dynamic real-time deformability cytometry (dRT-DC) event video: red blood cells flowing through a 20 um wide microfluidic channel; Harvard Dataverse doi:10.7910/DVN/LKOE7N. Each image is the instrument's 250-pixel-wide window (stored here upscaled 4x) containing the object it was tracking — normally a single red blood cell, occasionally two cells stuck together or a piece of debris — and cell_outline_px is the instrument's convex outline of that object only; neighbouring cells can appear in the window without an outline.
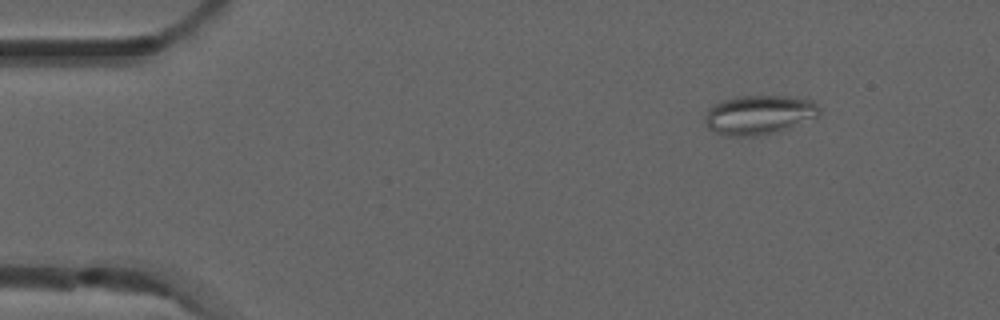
{"species": "common noctule bat (a hibernating species)", "species_latin": "Nyctalus noctula", "temperature_condition": "room temperature", "stored_images_in_passage": 5, "camera_frame_rate_fps": 3000, "um_per_image_px": 0.085, "animal": {"sex": "male", "forearm_length_mm": 52.5}, "frame": {"image": 1, "passage_image": 1, "time_ms": 0.0, "image_size_px": [1000, 320], "cell_outline_px": [[820, 112], [816, 116], [776, 132], [752, 136], [728, 136], [716, 132], [708, 128], [704, 124], [704, 116], [708, 108], [712, 104], [736, 96], [788, 96], [812, 100], [820, 108]], "centroid_in_image_um": [64.44, 9.74], "position_along_channel_um": 20.6, "area_um2": 26.01}}
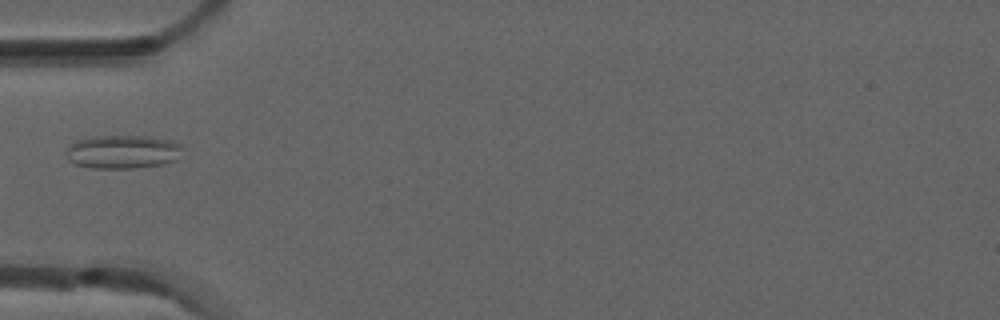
{"frame": {"image": 2, "passage_image": 4, "time_ms": 1.0, "image_size_px": [1000, 320], "cell_outline_px": [[180, 148], [176, 160], [164, 164], [132, 168], [92, 168], [76, 164], [68, 160], [68, 144], [76, 140], [92, 136], [140, 136], [172, 140], [180, 144]], "centroid_in_image_um": [10.39, 12.9], "position_along_channel_um": 74.6, "area_um2": 22.54}}